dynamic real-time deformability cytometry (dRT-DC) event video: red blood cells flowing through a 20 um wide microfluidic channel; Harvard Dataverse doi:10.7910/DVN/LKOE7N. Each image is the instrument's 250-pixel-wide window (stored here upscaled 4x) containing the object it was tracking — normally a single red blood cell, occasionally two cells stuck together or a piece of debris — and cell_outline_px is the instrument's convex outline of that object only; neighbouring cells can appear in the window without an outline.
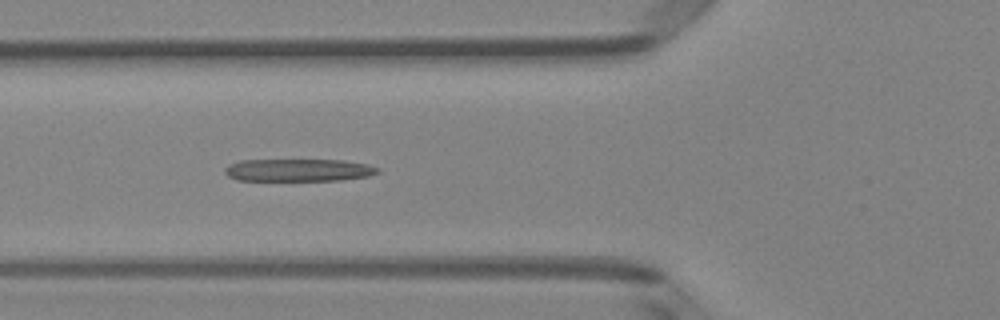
{"species": "Egyptian fruit bat (a non-hibernating species)", "species_latin": "Rousettus aegyptiacus", "temperature_condition": "room temperature", "stored_images_in_passage": 7, "camera_frame_rate_fps": 3000, "um_per_image_px": 0.085, "animal": {"sex": "female"}, "frame": {"image": 1, "passage_image": 6, "time_ms": 1.667, "image_size_px": [1000, 320], "cell_outline_px": [[380, 172], [368, 176], [340, 180], [236, 180], [228, 176], [224, 172], [224, 168], [228, 164], [240, 160], [344, 160], [368, 164], [380, 168]], "centroid_in_image_um": [25.37, 14.45], "position_along_channel_um": 100.4, "area_um2": 20.11}}
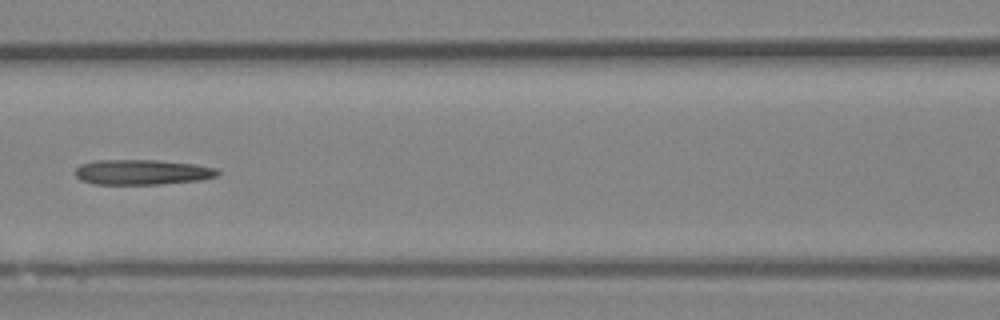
{"frame": {"image": 2, "passage_image": 7, "time_ms": 2.0, "image_size_px": [1000, 320], "cell_outline_px": [[220, 172], [216, 176], [200, 180], [160, 184], [92, 184], [80, 180], [76, 176], [76, 168], [80, 164], [96, 160], [156, 160], [192, 164], [216, 168]], "centroid_in_image_um": [12.04, 14.63], "position_along_channel_um": 154.6, "area_um2": 20.81}}